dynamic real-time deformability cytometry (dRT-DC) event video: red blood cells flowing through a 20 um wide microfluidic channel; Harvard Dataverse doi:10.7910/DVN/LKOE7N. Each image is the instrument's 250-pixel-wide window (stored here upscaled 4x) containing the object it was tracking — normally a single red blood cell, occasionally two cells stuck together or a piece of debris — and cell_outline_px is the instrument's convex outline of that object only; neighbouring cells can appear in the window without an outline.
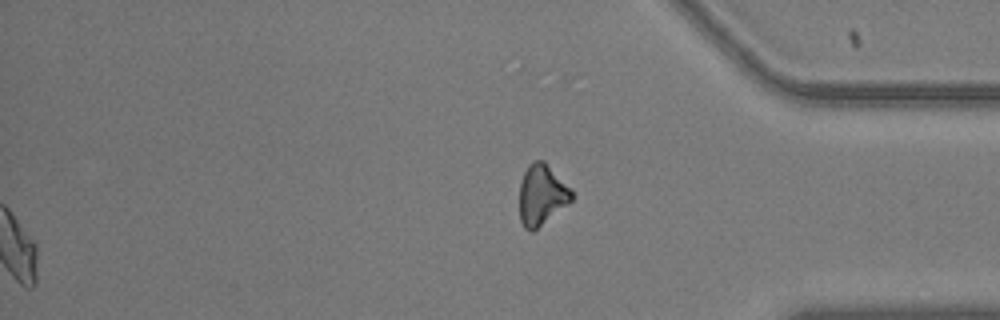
{"species": "common noctule bat (a hibernating species)", "species_latin": "Nyctalus noctula", "temperature_condition": "warm", "stored_images_in_passage": 51, "segment_of_instrument_passage": [2, 2], "camera_frame_rate_fps": 3000, "um_per_image_px": 0.085, "animal": {"sex": "male", "body_mass_g": 20.5, "forearm_length_mm": 52.5}, "frame": {"image": 1, "passage_image": 51, "time_ms": 16.667, "image_size_px": [1000, 320], "cell_outline_px": [[572, 200], [532, 232], [524, 228], [520, 220], [520, 184], [524, 172], [528, 164], [536, 160], [544, 160], [572, 192]], "centroid_in_image_um": [46.01, 16.56], "position_along_channel_um": 389.2, "area_um2": 17.98}}